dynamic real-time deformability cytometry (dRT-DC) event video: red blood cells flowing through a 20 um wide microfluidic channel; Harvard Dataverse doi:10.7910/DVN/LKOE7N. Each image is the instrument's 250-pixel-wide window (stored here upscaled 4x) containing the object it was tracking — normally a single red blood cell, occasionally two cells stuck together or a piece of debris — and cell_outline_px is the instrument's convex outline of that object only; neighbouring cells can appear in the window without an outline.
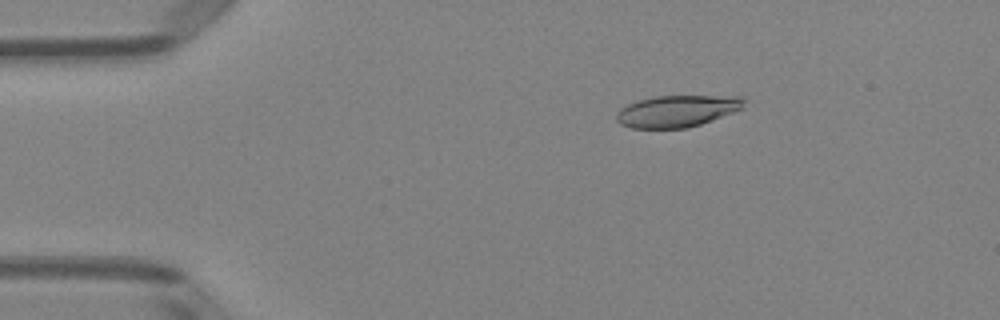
{"species": "Egyptian fruit bat (a non-hibernating species)", "species_latin": "Rousettus aegyptiacus", "temperature_condition": "room temperature", "stored_images_in_passage": 51, "camera_frame_rate_fps": 3000, "um_per_image_px": 0.085, "animal": {"sex": "female"}, "frame": {"image": 1, "passage_image": 9, "time_ms": 2.667, "image_size_px": [1000, 320], "cell_outline_px": [[748, 100], [744, 108], [712, 120], [688, 128], [632, 128], [620, 124], [616, 120], [616, 112], [620, 108], [628, 104], [640, 100], [656, 96], [740, 96]], "centroid_in_image_um": [57.58, 9.44], "position_along_channel_um": 27.4, "area_um2": 23.7}}
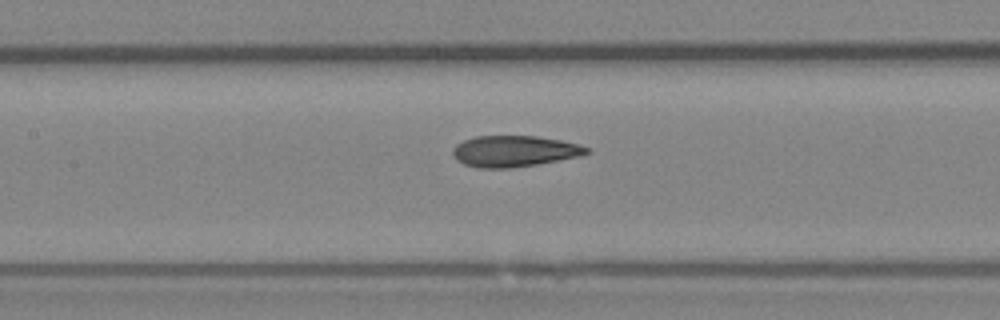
{"frame": {"image": 2, "passage_image": 24, "time_ms": 7.667, "image_size_px": [1000, 320], "cell_outline_px": [[592, 152], [580, 156], [536, 164], [512, 168], [476, 168], [464, 164], [456, 160], [452, 156], [452, 148], [456, 144], [464, 140], [476, 136], [536, 136], [560, 140], [576, 144], [588, 148]], "centroid_in_image_um": [43.66, 12.86], "position_along_channel_um": 163.7, "area_um2": 24.33}}
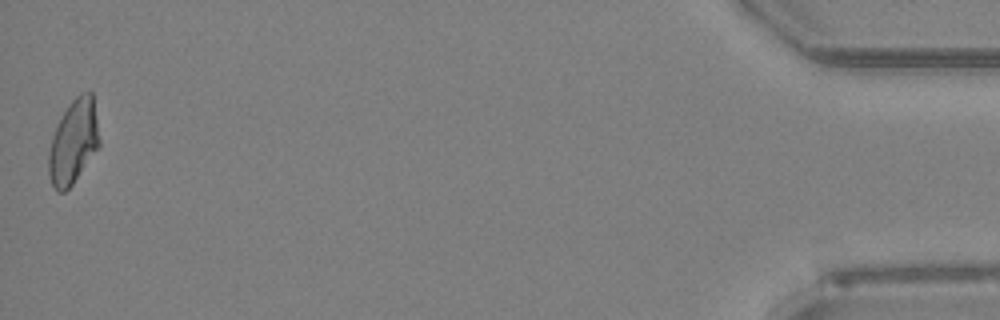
{"frame": {"image": 3, "passage_image": 51, "time_ms": 16.667, "image_size_px": [1000, 320], "cell_outline_px": [[100, 144], [72, 184], [64, 192], [56, 192], [52, 184], [48, 172], [48, 152], [52, 136], [64, 112], [72, 100], [80, 92], [92, 92], [100, 140]], "centroid_in_image_um": [6.23, 12.06], "position_along_channel_um": 429.0, "area_um2": 24.45}, "authors_computed_cell_mechanics": {"area_um2": 24.4494, "velocity_mm_per_s": 3.9904, "shape_relaxation_time_tau1_ms": null, "shape_relaxation_time_tau2_ms": 1.557, "deformation_change_tau1": null, "deformation_change_tau2": 0.0841}}